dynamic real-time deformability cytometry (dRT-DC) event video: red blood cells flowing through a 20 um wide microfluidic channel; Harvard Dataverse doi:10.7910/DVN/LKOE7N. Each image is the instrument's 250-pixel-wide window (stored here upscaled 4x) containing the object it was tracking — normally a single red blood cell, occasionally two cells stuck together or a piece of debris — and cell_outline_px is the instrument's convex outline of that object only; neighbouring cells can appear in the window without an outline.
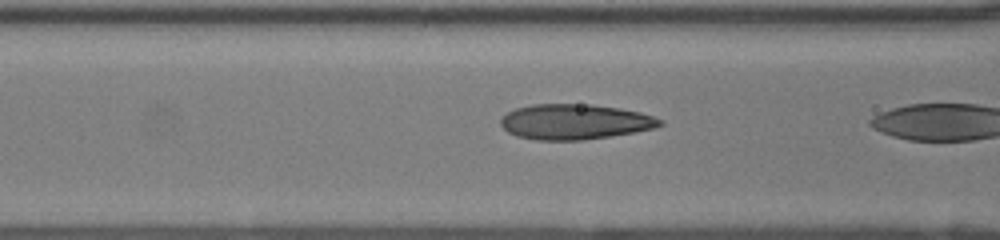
{"species": "human", "species_latin": "Homo sapiens", "temperature_condition": "room temperature", "stored_images_in_passage": 21, "segment_of_instrument_passage": [2, 2], "camera_frame_rate_fps": 3000, "um_per_image_px": 0.085, "donor": {"sex": "female"}, "frame": {"image": 1, "passage_image": 20, "time_ms": 6.333, "image_size_px": [1000, 240], "cell_outline_px": [[664, 124], [656, 128], [636, 132], [612, 136], [580, 140], [536, 140], [516, 136], [508, 132], [500, 124], [500, 120], [508, 112], [516, 108], [532, 104], [592, 104], [640, 112], [664, 120]], "centroid_in_image_um": [48.88, 10.35], "position_along_channel_um": 117.7, "area_um2": 32.83}}